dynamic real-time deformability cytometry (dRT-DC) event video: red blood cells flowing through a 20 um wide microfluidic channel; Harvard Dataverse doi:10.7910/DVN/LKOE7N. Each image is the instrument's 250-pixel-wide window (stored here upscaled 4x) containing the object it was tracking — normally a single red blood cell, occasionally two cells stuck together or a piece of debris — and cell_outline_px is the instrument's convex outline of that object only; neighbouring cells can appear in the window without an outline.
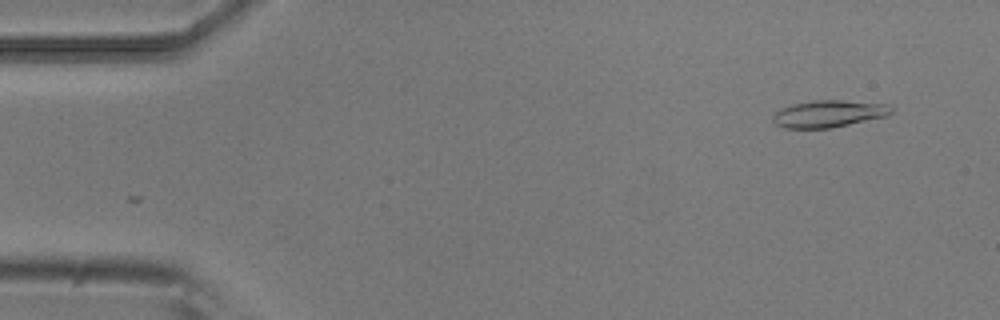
{"species": "common noctule bat (a hibernating species)", "species_latin": "Nyctalus noctula", "temperature_condition": "room temperature", "stored_images_in_passage": 2, "camera_frame_rate_fps": 3000, "um_per_image_px": 0.085, "animal": {"sex": "male", "body_mass_g": 20.5, "forearm_length_mm": 52.5}, "frame": {"image": 1, "passage_image": 2, "time_ms": 0.333, "image_size_px": [1000, 320], "cell_outline_px": [[892, 112], [888, 116], [832, 128], [784, 128], [776, 124], [772, 120], [772, 116], [780, 108], [792, 104], [812, 100], [840, 100], [888, 104], [892, 108]], "centroid_in_image_um": [70.44, 9.67], "position_along_channel_um": 14.6, "area_um2": 18.79}}